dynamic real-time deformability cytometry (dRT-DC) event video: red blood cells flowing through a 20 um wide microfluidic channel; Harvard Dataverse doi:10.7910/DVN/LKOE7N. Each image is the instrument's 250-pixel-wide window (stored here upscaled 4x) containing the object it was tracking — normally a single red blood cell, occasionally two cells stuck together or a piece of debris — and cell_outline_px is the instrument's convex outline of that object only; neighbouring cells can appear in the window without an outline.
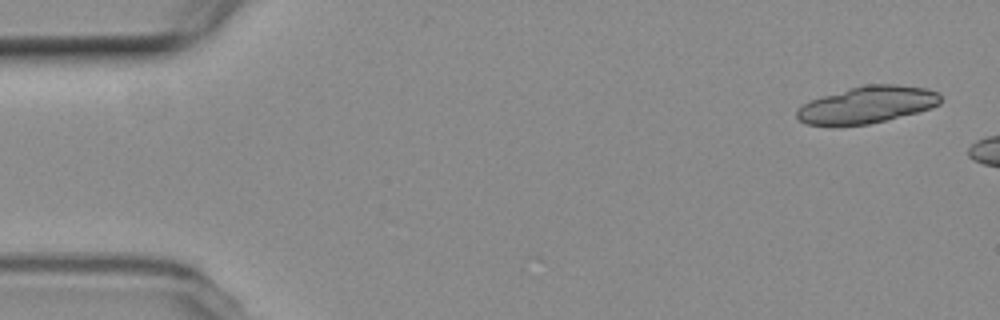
{"species": "common noctule bat (a hibernating species)", "species_latin": "Nyctalus noctula", "temperature_condition": "room temperature", "stored_images_in_passage": 2, "camera_frame_rate_fps": 3000, "um_per_image_px": 0.085, "animal": {"sex": "female", "body_mass_g": 19.3, "forearm_length_mm": 54.1}, "frame": {"image": 1, "passage_image": 1, "time_ms": 0.0, "image_size_px": [1000, 320], "cell_outline_px": [[940, 104], [932, 108], [868, 124], [832, 128], [804, 124], [796, 116], [796, 108], [808, 100], [852, 88], [868, 84], [896, 84], [928, 88], [936, 92], [940, 96]], "centroid_in_image_um": [73.63, 8.94], "position_along_channel_um": 11.4, "area_um2": 31.33}}